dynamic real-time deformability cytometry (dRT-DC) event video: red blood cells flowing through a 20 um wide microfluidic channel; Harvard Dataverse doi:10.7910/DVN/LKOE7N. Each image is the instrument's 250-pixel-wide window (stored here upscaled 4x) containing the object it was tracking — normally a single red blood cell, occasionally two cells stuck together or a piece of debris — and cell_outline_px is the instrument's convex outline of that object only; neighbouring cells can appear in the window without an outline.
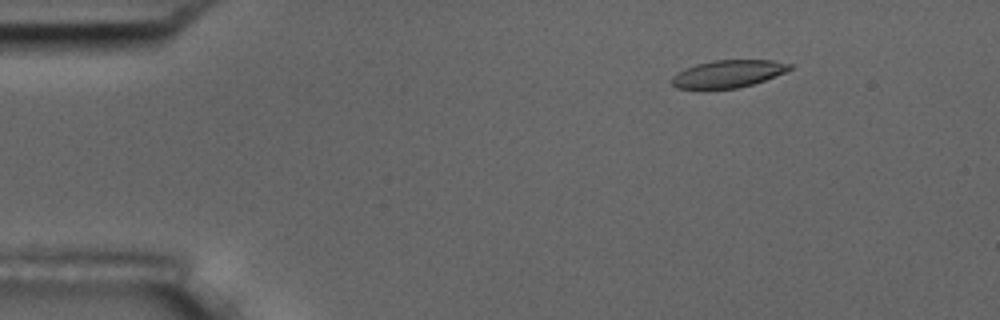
{"species": "common noctule bat (a hibernating species)", "species_latin": "Nyctalus noctula", "temperature_condition": "room temperature", "stored_images_in_passage": 6, "camera_frame_rate_fps": 3000, "um_per_image_px": 0.085, "animal": {"sex": "male", "body_mass_g": 17.5, "forearm_length_mm": 52.3}, "frame": {"image": 1, "passage_image": 3, "time_ms": 2.333, "image_size_px": [1000, 320], "cell_outline_px": [[792, 68], [784, 72], [764, 80], [752, 84], [736, 88], [676, 88], [672, 84], [672, 76], [676, 72], [684, 68], [696, 64], [712, 60], [772, 60], [792, 64]], "centroid_in_image_um": [61.86, 6.25], "position_along_channel_um": 23.1, "area_um2": 18.67}}
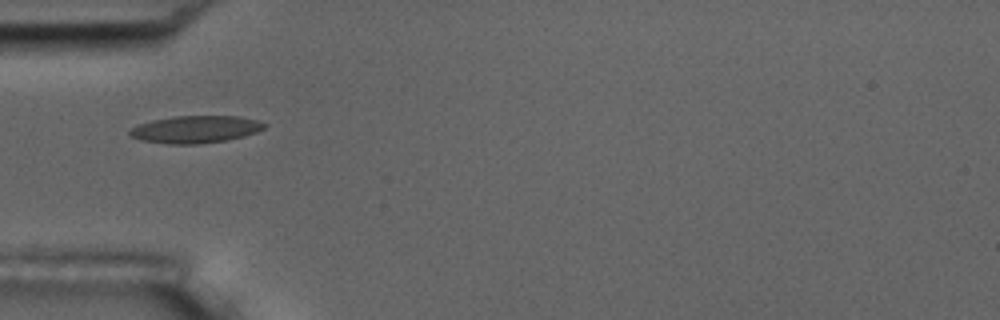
{"frame": {"image": 2, "passage_image": 6, "time_ms": 5.667, "image_size_px": [1000, 320], "cell_outline_px": [[268, 124], [264, 128], [256, 132], [244, 136], [224, 140], [200, 144], [168, 144], [140, 140], [128, 136], [128, 132], [132, 128], [140, 124], [152, 120], [172, 116], [240, 116], [256, 120]], "centroid_in_image_um": [16.59, 10.99], "position_along_channel_um": 68.4, "area_um2": 21.44}}